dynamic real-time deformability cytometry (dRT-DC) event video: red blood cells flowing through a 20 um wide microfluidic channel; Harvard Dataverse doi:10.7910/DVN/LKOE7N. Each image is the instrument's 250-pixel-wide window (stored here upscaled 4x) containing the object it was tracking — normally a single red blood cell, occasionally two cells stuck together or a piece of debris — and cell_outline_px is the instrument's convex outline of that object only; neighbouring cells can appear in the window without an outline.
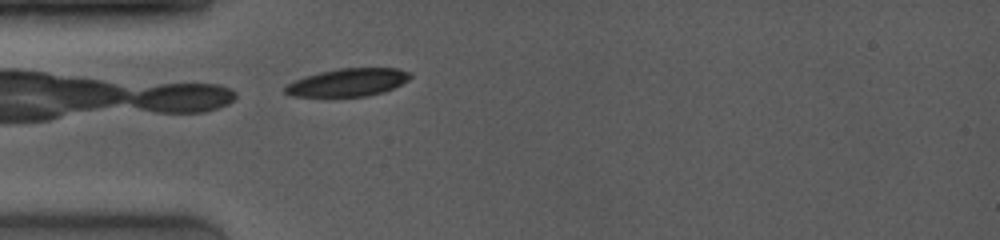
{"species": "common noctule bat (a hibernating species)", "species_latin": "Nyctalus noctula", "temperature_condition": "room temperature", "stored_images_in_passage": 56, "camera_frame_rate_fps": 4000, "um_per_image_px": 0.085, "animal": {"sex": "female", "body_mass_g": 19.0, "forearm_length_mm": 53.3}, "frame": {"image": 1, "passage_image": 1, "time_ms": 0.0, "image_size_px": [1000, 240], "cell_outline_px": [[412, 76], [408, 80], [384, 92], [364, 96], [292, 96], [284, 92], [284, 88], [288, 84], [304, 76], [320, 72], [340, 68], [396, 68], [412, 72]], "centroid_in_image_um": [29.59, 6.99], "position_along_channel_um": 55.4, "area_um2": 20.11}}
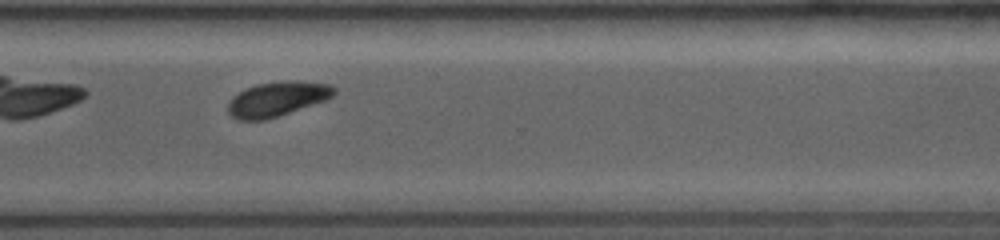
{"frame": {"image": 2, "passage_image": 41, "time_ms": 7.25, "image_size_px": [1000, 240], "cell_outline_px": [[336, 92], [328, 100], [264, 120], [240, 120], [232, 116], [228, 112], [228, 104], [232, 96], [256, 84], [284, 80], [292, 80], [332, 84], [336, 88]], "centroid_in_image_um": [23.6, 8.4], "position_along_channel_um": 347.0, "area_um2": 21.44}}
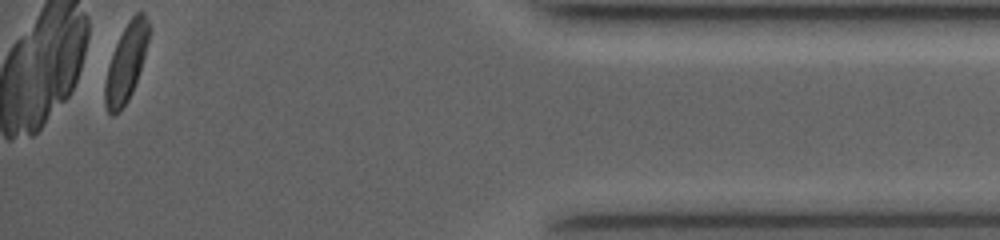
{"frame": {"image": 3, "passage_image": 56, "time_ms": 10.25, "image_size_px": [1000, 240], "cell_outline_px": [[152, 28], [144, 56], [132, 92], [128, 100], [120, 112], [112, 116], [108, 112], [104, 104], [104, 84], [112, 52], [128, 20], [136, 12], [144, 12]], "centroid_in_image_um": [10.73, 5.32], "position_along_channel_um": 424.5, "area_um2": 19.88}, "authors_computed_cell_mechanics": {"area_um2": 21.8773, "velocity_mm_per_s": 4.0929, "shape_relaxation_time_tau1_ms": 1.4767, "shape_relaxation_time_tau2_ms": null, "deformation_change_tau1": 0.0988, "deformation_change_tau2": null}}